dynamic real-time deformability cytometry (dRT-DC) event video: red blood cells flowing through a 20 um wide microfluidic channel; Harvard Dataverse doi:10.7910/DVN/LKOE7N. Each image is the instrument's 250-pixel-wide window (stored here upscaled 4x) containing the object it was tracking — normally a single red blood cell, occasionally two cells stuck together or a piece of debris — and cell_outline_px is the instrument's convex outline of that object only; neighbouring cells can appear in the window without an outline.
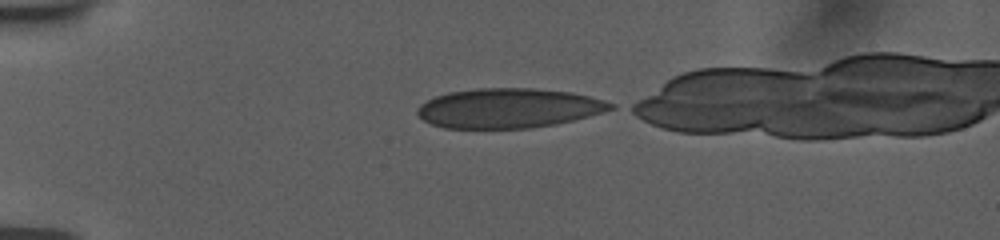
{"species": "human", "species_latin": "Homo sapiens", "temperature_condition": "room temperature", "stored_images_in_passage": 38, "camera_frame_rate_fps": 3000, "um_per_image_px": 0.085, "donor": {"sex": "female"}, "frame": {"image": 1, "passage_image": 1, "time_ms": 0.0, "image_size_px": [1000, 240], "cell_outline_px": [[616, 108], [604, 112], [556, 124], [532, 128], [444, 128], [432, 124], [424, 120], [416, 112], [416, 108], [420, 104], [436, 96], [448, 92], [476, 88], [532, 88], [572, 92], [604, 100], [616, 104]], "centroid_in_image_um": [43.24, 9.19], "position_along_channel_um": 41.8, "area_um2": 44.74}}
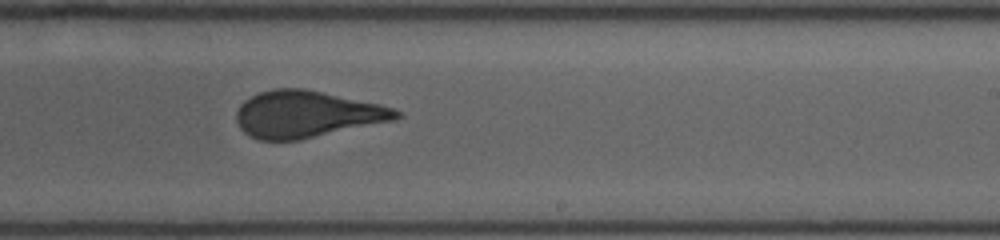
{"frame": {"image": 2, "passage_image": 22, "time_ms": 7.0, "image_size_px": [1000, 240], "cell_outline_px": [[400, 116], [396, 120], [300, 140], [260, 140], [244, 132], [240, 128], [236, 120], [236, 112], [240, 104], [244, 100], [260, 92], [276, 88], [304, 88], [380, 104], [392, 108], [400, 112]], "centroid_in_image_um": [26.06, 9.71], "position_along_channel_um": 262.9, "area_um2": 43.47}}
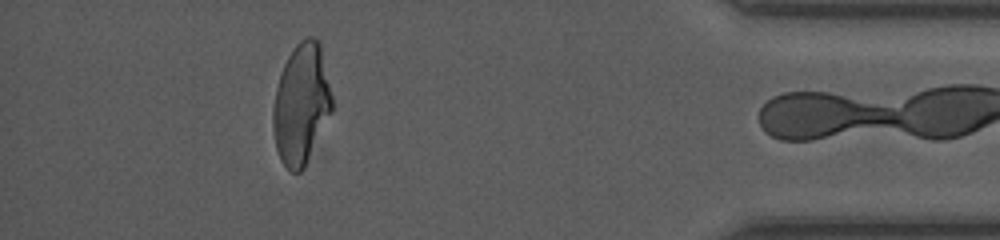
{"frame": {"image": 3, "passage_image": 37, "time_ms": 12.0, "image_size_px": [1000, 240], "cell_outline_px": [[332, 112], [304, 168], [300, 172], [292, 172], [280, 160], [276, 148], [272, 124], [272, 112], [276, 88], [284, 64], [288, 56], [296, 44], [300, 40], [308, 36], [312, 36], [320, 40], [332, 96]], "centroid_in_image_um": [25.61, 8.83], "position_along_channel_um": 409.6, "area_um2": 41.5}}